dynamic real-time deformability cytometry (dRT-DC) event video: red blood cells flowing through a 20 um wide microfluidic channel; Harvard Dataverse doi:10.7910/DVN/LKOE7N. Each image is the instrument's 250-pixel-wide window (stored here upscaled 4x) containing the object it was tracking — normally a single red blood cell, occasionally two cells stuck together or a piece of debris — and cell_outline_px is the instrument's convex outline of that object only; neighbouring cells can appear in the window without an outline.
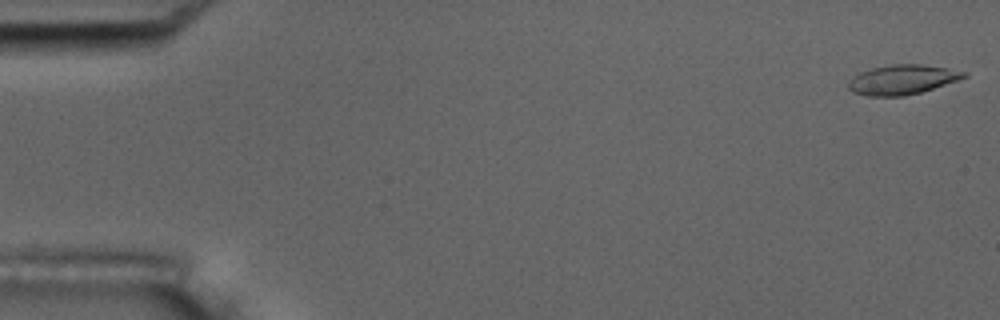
{"species": "common noctule bat (a hibernating species)", "species_latin": "Nyctalus noctula", "temperature_condition": "room temperature", "stored_images_in_passage": 6, "camera_frame_rate_fps": 3000, "um_per_image_px": 0.085, "animal": {"sex": "male", "body_mass_g": 17.5, "forearm_length_mm": 52.3}, "frame": {"image": 1, "passage_image": 1, "time_ms": 0.0, "image_size_px": [1000, 320], "cell_outline_px": [[968, 76], [920, 92], [904, 96], [868, 96], [852, 92], [848, 88], [848, 80], [852, 76], [860, 72], [872, 68], [892, 64], [920, 64], [948, 68], [968, 72]], "centroid_in_image_um": [76.65, 6.76], "position_along_channel_um": 8.4, "area_um2": 19.88}}
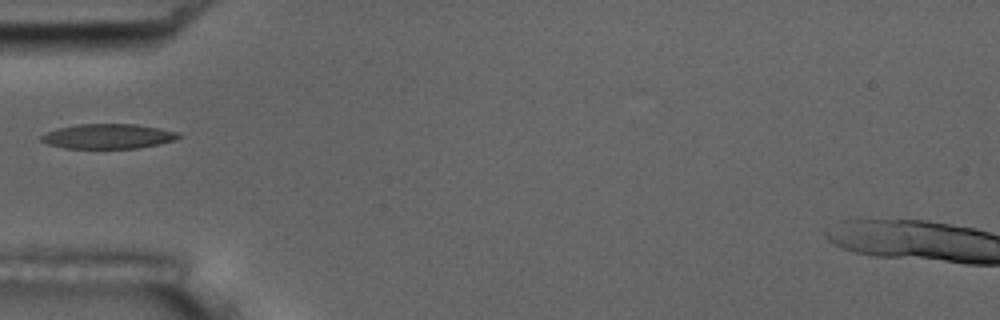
{"frame": {"image": 2, "passage_image": 6, "time_ms": 5.667, "image_size_px": [1000, 320], "cell_outline_px": [[184, 136], [176, 140], [160, 144], [140, 148], [64, 148], [48, 144], [40, 140], [40, 136], [44, 132], [56, 128], [76, 124], [136, 124], [160, 128], [180, 132]], "centroid_in_image_um": [9.22, 11.58], "position_along_channel_um": 75.8, "area_um2": 20.23}}